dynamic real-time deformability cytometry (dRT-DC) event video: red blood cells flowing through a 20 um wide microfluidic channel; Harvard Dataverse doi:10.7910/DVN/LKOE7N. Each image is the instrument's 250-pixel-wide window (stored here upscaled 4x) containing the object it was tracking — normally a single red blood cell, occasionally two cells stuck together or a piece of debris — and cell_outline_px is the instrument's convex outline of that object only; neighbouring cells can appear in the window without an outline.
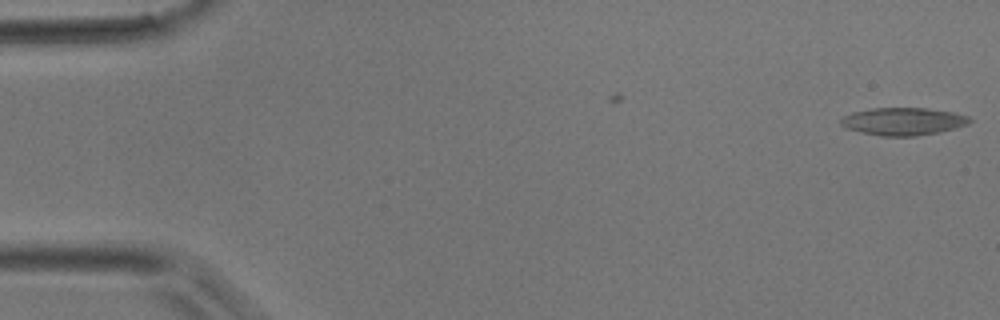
{"species": "common noctule bat (a hibernating species)", "species_latin": "Nyctalus noctula", "temperature_condition": "room temperature", "stored_images_in_passage": 2, "camera_frame_rate_fps": 3000, "um_per_image_px": 0.085, "animal": {"sex": "male", "body_mass_g": 17.9}, "frame": {"image": 1, "passage_image": 2, "time_ms": 0.333, "image_size_px": [1000, 320], "cell_outline_px": [[972, 120], [968, 124], [940, 132], [916, 136], [880, 136], [860, 132], [848, 128], [840, 124], [840, 120], [844, 116], [852, 112], [872, 108], [928, 108], [952, 112], [968, 116]], "centroid_in_image_um": [76.77, 10.32], "position_along_channel_um": 8.2, "area_um2": 20.69}}